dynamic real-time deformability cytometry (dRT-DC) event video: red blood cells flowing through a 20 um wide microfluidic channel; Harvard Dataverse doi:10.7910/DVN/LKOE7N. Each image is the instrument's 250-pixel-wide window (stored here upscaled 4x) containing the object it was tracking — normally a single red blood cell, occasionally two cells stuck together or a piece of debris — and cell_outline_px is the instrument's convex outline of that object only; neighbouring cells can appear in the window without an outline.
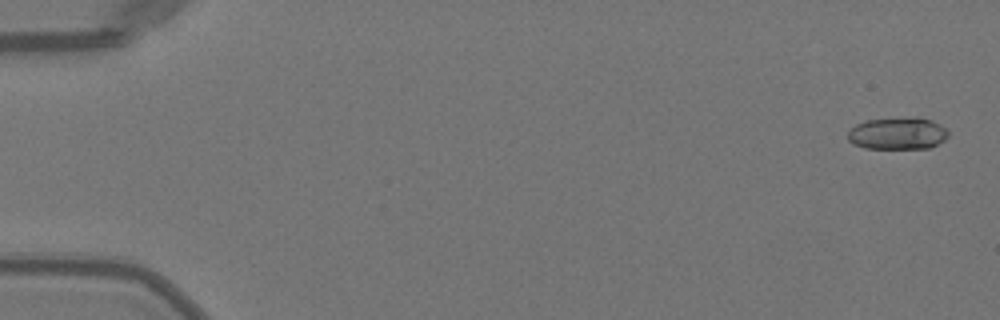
{"species": "Egyptian fruit bat (a non-hibernating species)", "species_latin": "Rousettus aegyptiacus", "temperature_condition": "warm", "stored_images_in_passage": 10, "camera_frame_rate_fps": 3000, "um_per_image_px": 0.085, "animal": {"sex": "female"}, "frame": {"image": 1, "passage_image": 1, "time_ms": 0.0, "image_size_px": [1000, 320], "cell_outline_px": [[948, 136], [944, 140], [928, 148], [864, 148], [852, 144], [848, 140], [848, 132], [856, 124], [864, 120], [916, 116], [932, 120], [940, 124], [948, 132]], "centroid_in_image_um": [76.28, 11.32], "position_along_channel_um": 8.7, "area_um2": 18.96}}